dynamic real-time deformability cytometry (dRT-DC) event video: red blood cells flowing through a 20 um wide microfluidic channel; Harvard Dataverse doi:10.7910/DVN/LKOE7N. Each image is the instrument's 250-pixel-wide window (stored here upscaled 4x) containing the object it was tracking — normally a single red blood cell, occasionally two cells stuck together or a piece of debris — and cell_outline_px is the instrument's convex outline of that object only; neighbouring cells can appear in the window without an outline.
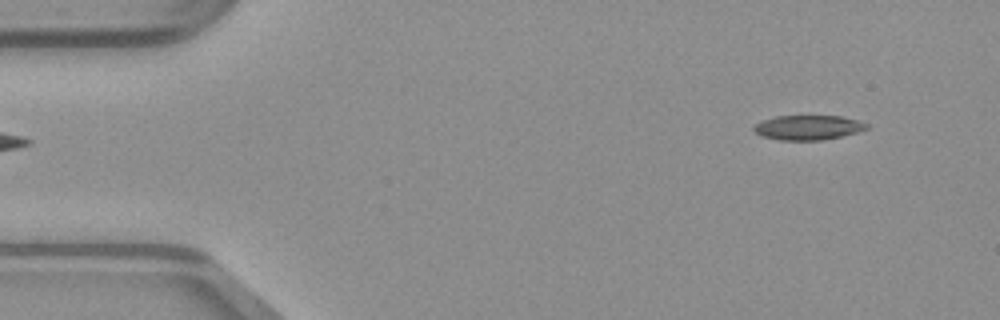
{"species": "common noctule bat (a hibernating species)", "species_latin": "Nyctalus noctula", "temperature_condition": "warm", "stored_images_in_passage": 45, "camera_frame_rate_fps": 3000, "um_per_image_px": 0.085, "animal": {"sex": "male", "body_mass_g": 23.1, "forearm_length_mm": 52.7}, "frame": {"image": 1, "passage_image": 1, "time_ms": 0.0, "image_size_px": [1000, 320], "cell_outline_px": [[868, 128], [856, 132], [824, 140], [780, 140], [760, 136], [752, 128], [760, 120], [776, 116], [840, 116], [856, 120], [868, 124]], "centroid_in_image_um": [68.63, 10.84], "position_along_channel_um": 16.4, "area_um2": 16.13}}
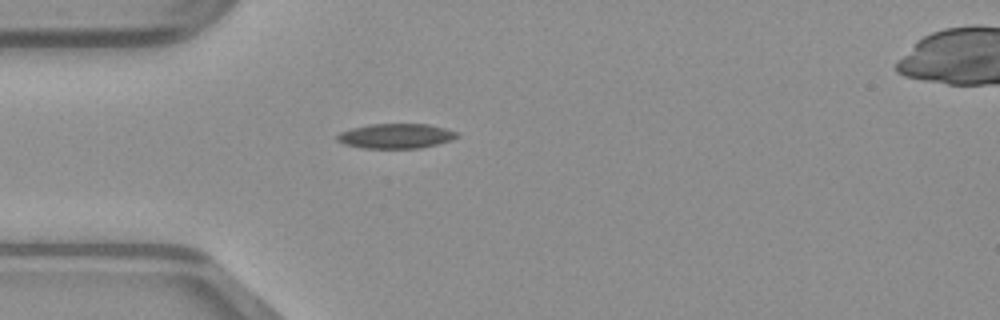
{"frame": {"image": 2, "passage_image": 10, "time_ms": 3.0, "image_size_px": [1000, 320], "cell_outline_px": [[460, 136], [452, 140], [420, 148], [360, 148], [344, 144], [336, 140], [336, 136], [340, 132], [352, 128], [368, 124], [428, 124], [460, 132]], "centroid_in_image_um": [33.66, 11.56], "position_along_channel_um": 51.3, "area_um2": 17.46}}
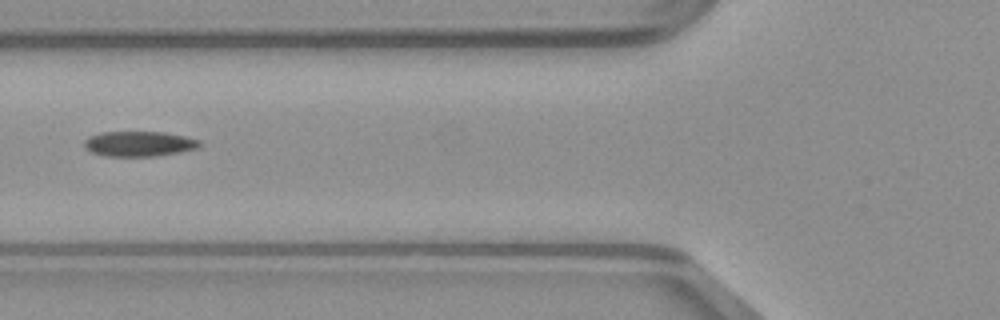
{"frame": {"image": 3, "passage_image": 15, "time_ms": 4.667, "image_size_px": [1000, 320], "cell_outline_px": [[204, 144], [200, 148], [180, 152], [156, 156], [104, 156], [92, 152], [84, 144], [84, 140], [88, 136], [100, 132], [164, 132], [184, 136], [200, 140]], "centroid_in_image_um": [11.87, 12.22], "position_along_channel_um": 113.9, "area_um2": 17.05}}